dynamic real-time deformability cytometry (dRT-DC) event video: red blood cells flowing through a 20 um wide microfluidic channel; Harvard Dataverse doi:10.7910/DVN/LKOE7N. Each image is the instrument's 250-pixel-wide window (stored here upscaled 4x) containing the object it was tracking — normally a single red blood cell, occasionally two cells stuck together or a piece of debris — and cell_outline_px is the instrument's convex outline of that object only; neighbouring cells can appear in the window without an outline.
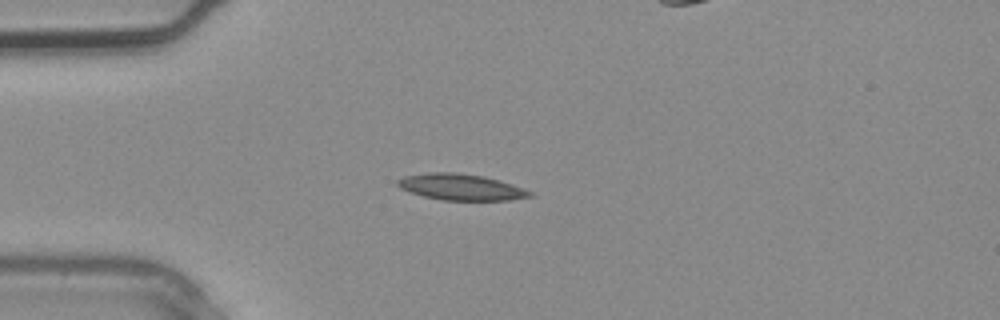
{"species": "common noctule bat (a hibernating species)", "species_latin": "Nyctalus noctula", "temperature_condition": "warm", "stored_images_in_passage": 5, "segment_of_instrument_passage": [1, 2], "camera_frame_rate_fps": 3000, "um_per_image_px": 0.085, "animal": {"sex": "male", "body_mass_g": 20.4}, "frame": {"image": 1, "passage_image": 4, "time_ms": 1.0, "image_size_px": [1000, 320], "cell_outline_px": [[532, 196], [508, 200], [444, 200], [424, 196], [400, 188], [396, 184], [396, 180], [404, 176], [428, 172], [456, 172], [484, 176], [512, 184], [532, 192]], "centroid_in_image_um": [39.15, 15.89], "position_along_channel_um": 45.8, "area_um2": 20.06}}